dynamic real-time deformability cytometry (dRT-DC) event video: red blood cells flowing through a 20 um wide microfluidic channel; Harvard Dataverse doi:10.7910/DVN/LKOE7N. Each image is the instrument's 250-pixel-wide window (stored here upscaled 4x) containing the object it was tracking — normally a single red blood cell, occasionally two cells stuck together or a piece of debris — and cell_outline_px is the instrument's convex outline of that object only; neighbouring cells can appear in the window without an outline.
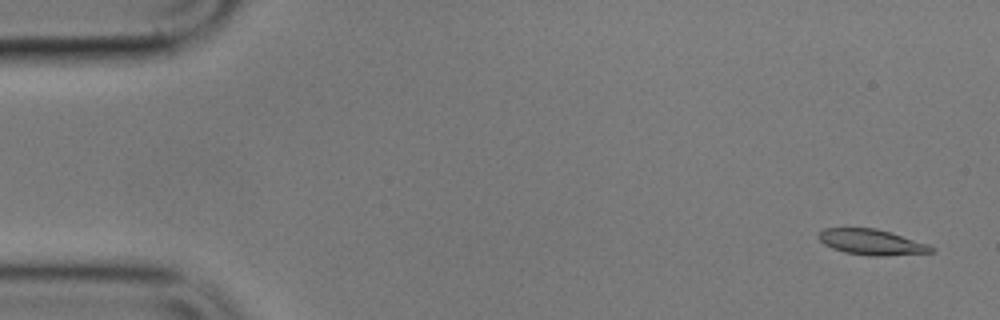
{"species": "common noctule bat (a hibernating species)", "species_latin": "Nyctalus noctula", "temperature_condition": "cold", "stored_images_in_passage": 5, "segment_of_instrument_passage": [1, 2], "camera_frame_rate_fps": 3000, "um_per_image_px": 0.085, "animal": {"sex": "male", "body_mass_g": 17.9}, "frame": {"image": 1, "passage_image": 1, "time_ms": 0.0, "image_size_px": [1000, 320], "cell_outline_px": [[936, 252], [884, 256], [868, 256], [844, 252], [832, 248], [824, 244], [816, 236], [824, 228], [876, 228], [892, 232], [928, 244], [936, 248]], "centroid_in_image_um": [74.12, 20.58], "position_along_channel_um": 10.9, "area_um2": 17.05}}